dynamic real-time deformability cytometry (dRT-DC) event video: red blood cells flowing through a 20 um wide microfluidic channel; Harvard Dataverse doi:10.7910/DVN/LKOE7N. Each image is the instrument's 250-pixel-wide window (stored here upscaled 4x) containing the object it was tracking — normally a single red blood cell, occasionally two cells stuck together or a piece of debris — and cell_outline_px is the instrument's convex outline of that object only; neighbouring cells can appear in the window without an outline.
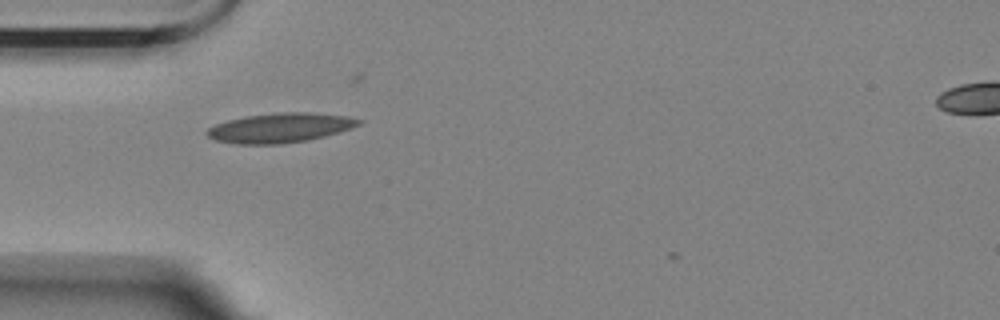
{"species": "Egyptian fruit bat (a non-hibernating species)", "species_latin": "Rousettus aegyptiacus", "temperature_condition": "room temperature", "stored_images_in_passage": 6, "camera_frame_rate_fps": 3000, "um_per_image_px": 0.085, "animal": {"sex": "female"}, "frame": {"image": 1, "passage_image": 5, "time_ms": 4.667, "image_size_px": [1000, 320], "cell_outline_px": [[364, 120], [360, 124], [352, 128], [340, 132], [308, 140], [280, 144], [236, 144], [216, 140], [208, 136], [204, 132], [208, 128], [216, 124], [228, 120], [244, 116], [280, 112], [312, 112], [348, 116]], "centroid_in_image_um": [23.83, 10.86], "position_along_channel_um": 61.2, "area_um2": 26.3}}
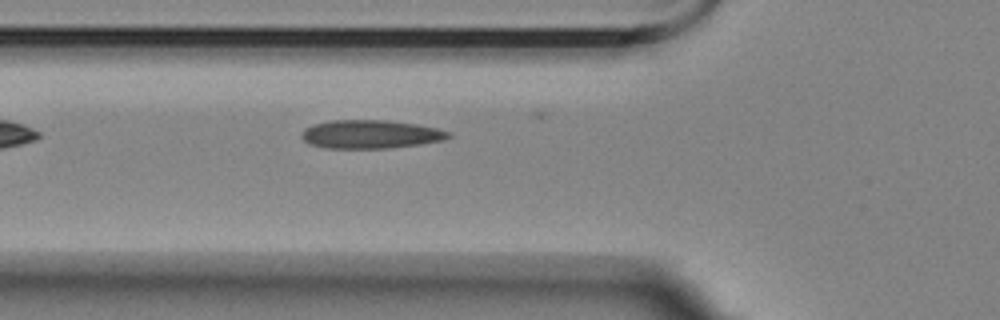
{"frame": {"image": 2, "passage_image": 6, "time_ms": 5.667, "image_size_px": [1000, 320], "cell_outline_px": [[452, 136], [444, 140], [420, 144], [392, 148], [324, 148], [308, 144], [300, 136], [300, 132], [304, 128], [312, 124], [328, 120], [384, 120], [416, 124], [436, 128], [452, 132]], "centroid_in_image_um": [31.46, 11.41], "position_along_channel_um": 94.3, "area_um2": 24.68}}